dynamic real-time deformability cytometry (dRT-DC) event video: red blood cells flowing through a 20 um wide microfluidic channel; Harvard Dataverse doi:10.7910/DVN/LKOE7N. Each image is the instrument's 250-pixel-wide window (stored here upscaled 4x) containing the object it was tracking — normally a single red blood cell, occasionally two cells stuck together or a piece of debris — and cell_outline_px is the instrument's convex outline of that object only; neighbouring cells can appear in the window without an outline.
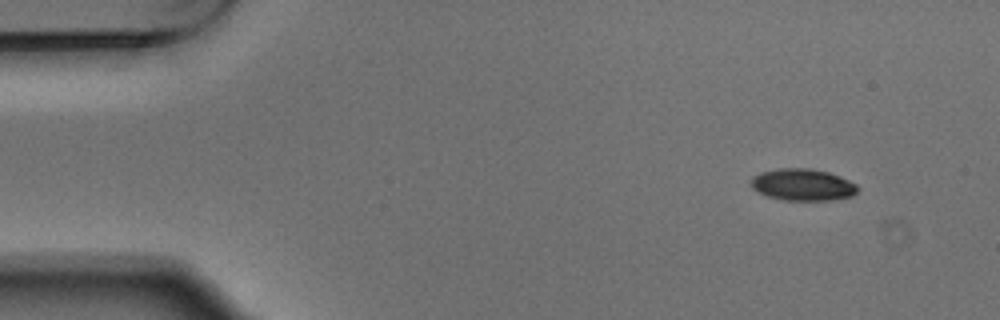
{"species": "Egyptian fruit bat (a non-hibernating species)", "species_latin": "Rousettus aegyptiacus", "temperature_condition": "warm", "stored_images_in_passage": 5, "segment_of_instrument_passage": [1, 2], "camera_frame_rate_fps": 3000, "um_per_image_px": 0.085, "animal": {"sex": "male"}, "frame": {"image": 1, "passage_image": 1, "time_ms": 0.0, "image_size_px": [1000, 320], "cell_outline_px": [[860, 188], [852, 196], [832, 200], [784, 200], [768, 196], [756, 192], [752, 188], [752, 176], [760, 172], [780, 168], [812, 168], [828, 172], [840, 176], [856, 184]], "centroid_in_image_um": [68.23, 15.7], "position_along_channel_um": 16.8, "area_um2": 19.88}}
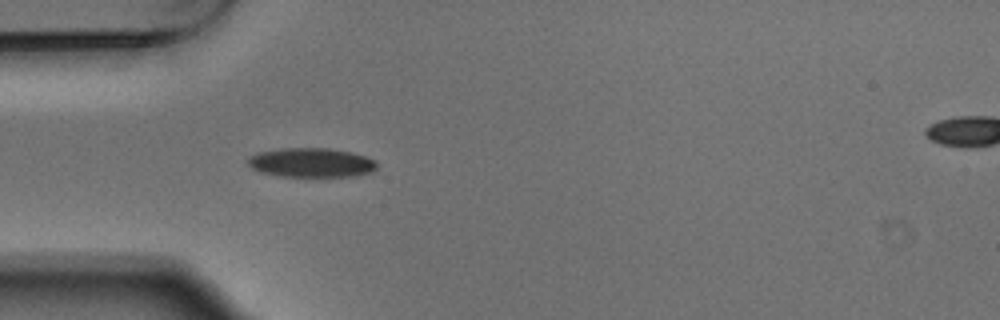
{"frame": {"image": 2, "passage_image": 4, "time_ms": 1.0, "image_size_px": [1000, 320], "cell_outline_px": [[376, 168], [372, 172], [356, 176], [280, 176], [260, 172], [252, 168], [248, 164], [248, 156], [256, 152], [280, 148], [328, 148], [352, 152], [376, 160]], "centroid_in_image_um": [26.44, 13.81], "position_along_channel_um": 58.6, "area_um2": 22.14}}